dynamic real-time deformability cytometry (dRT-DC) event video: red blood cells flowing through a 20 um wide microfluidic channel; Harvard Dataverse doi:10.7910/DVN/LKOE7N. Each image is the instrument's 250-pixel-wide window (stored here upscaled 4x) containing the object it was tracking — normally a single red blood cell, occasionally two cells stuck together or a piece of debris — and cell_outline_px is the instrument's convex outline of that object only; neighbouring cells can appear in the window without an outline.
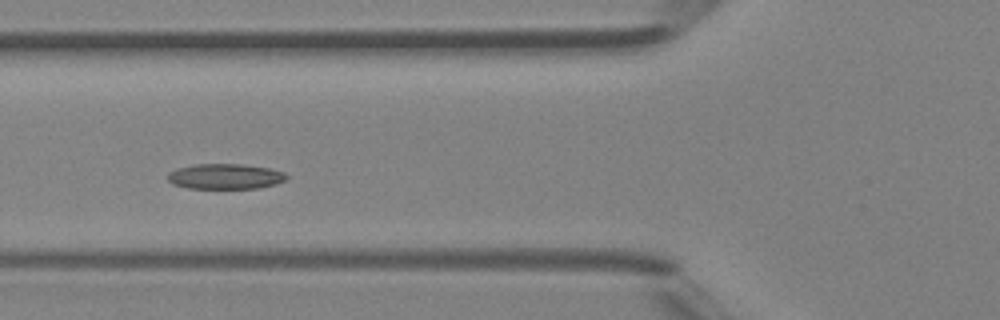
{"species": "Egyptian fruit bat (a non-hibernating species)", "species_latin": "Rousettus aegyptiacus", "temperature_condition": "room temperature", "stored_images_in_passage": 43, "camera_frame_rate_fps": 3000, "um_per_image_px": 0.085, "animal": {"sex": "female"}, "frame": {"image": 1, "passage_image": 13, "time_ms": 4.0, "image_size_px": [1000, 320], "cell_outline_px": [[288, 176], [284, 180], [276, 184], [260, 188], [188, 188], [172, 184], [168, 180], [168, 172], [176, 168], [192, 164], [244, 164], [268, 168], [284, 172]], "centroid_in_image_um": [19.12, 14.99], "position_along_channel_um": 106.7, "area_um2": 17.63}}
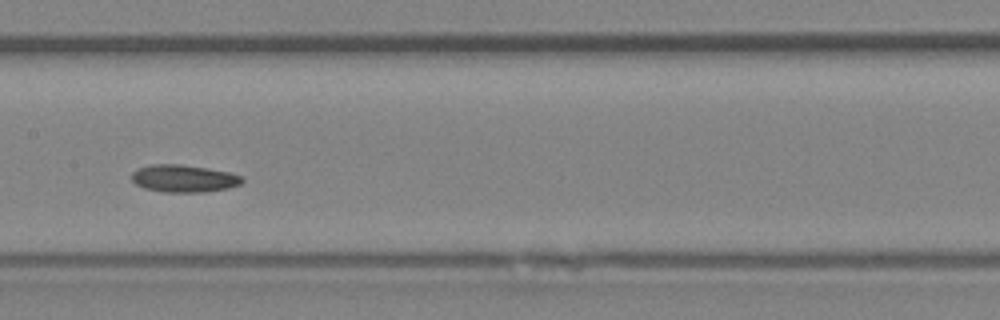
{"frame": {"image": 2, "passage_image": 19, "time_ms": 6.0, "image_size_px": [1000, 320], "cell_outline_px": [[244, 180], [240, 184], [228, 188], [204, 192], [164, 192], [144, 188], [136, 184], [132, 180], [132, 172], [136, 168], [148, 164], [180, 164], [208, 168], [228, 172], [240, 176]], "centroid_in_image_um": [15.58, 15.16], "position_along_channel_um": 191.8, "area_um2": 17.69}, "authors_computed_cell_mechanics": {"area_um2": 17.6868, "velocity_mm_per_s": 4.283, "shape_relaxation_time_tau1_ms": 2.3148, "shape_relaxation_time_tau2_ms": 3.3135, "deformation_change_tau1": 0.0678, "deformation_change_tau2": 0.078}}